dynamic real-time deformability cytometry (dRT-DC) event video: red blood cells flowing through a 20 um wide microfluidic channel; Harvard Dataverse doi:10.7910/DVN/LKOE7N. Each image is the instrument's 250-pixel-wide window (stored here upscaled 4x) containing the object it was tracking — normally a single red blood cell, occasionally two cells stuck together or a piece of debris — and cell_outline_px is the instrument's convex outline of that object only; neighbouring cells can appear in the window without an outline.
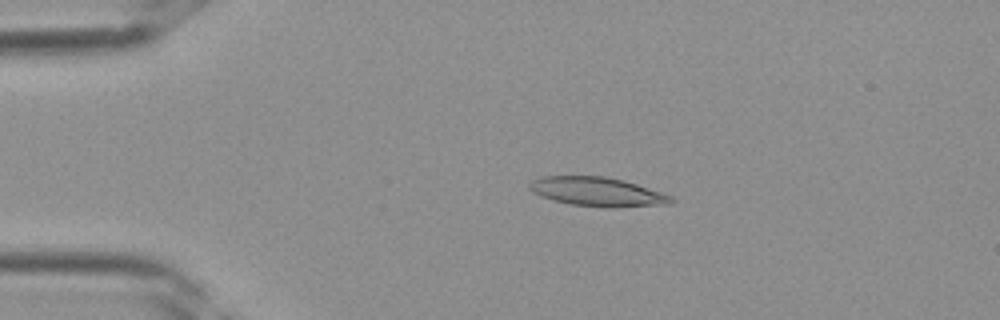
{"species": "Egyptian fruit bat (a non-hibernating species)", "species_latin": "Rousettus aegyptiacus", "temperature_condition": "room temperature", "stored_images_in_passage": 33, "camera_frame_rate_fps": 3000, "um_per_image_px": 0.085, "frame": {"image": 1, "passage_image": 4, "time_ms": 1.0, "image_size_px": [1000, 320], "cell_outline_px": [[676, 200], [672, 204], [616, 208], [604, 208], [572, 204], [552, 200], [540, 196], [532, 192], [528, 188], [528, 184], [532, 180], [540, 176], [604, 176], [624, 180], [672, 196]], "centroid_in_image_um": [50.77, 16.31], "position_along_channel_um": 34.2, "area_um2": 24.33}}
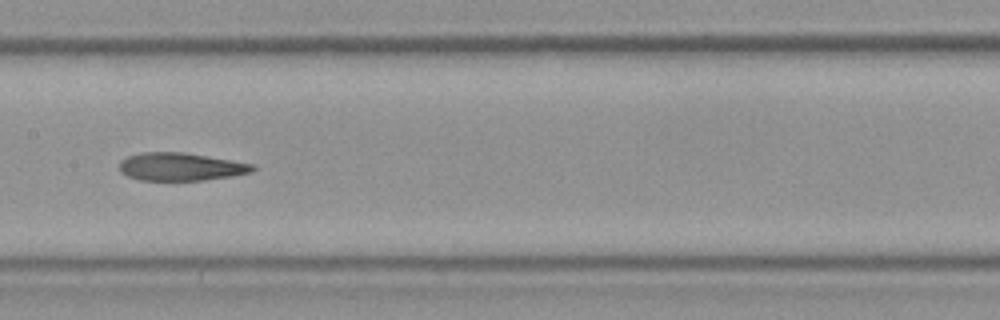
{"frame": {"image": 2, "passage_image": 15, "time_ms": 4.667, "image_size_px": [1000, 320], "cell_outline_px": [[256, 168], [252, 172], [232, 176], [204, 180], [140, 180], [128, 176], [120, 172], [120, 160], [128, 156], [140, 152], [184, 152], [256, 164]], "centroid_in_image_um": [15.38, 14.16], "position_along_channel_um": 192.0, "area_um2": 21.79}}
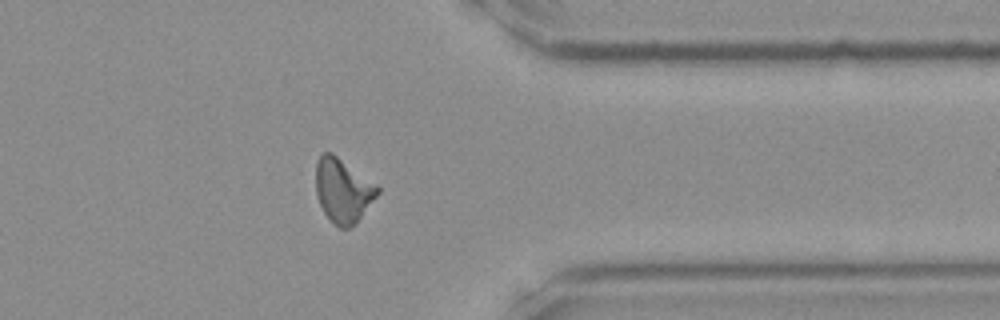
{"frame": {"image": 3, "passage_image": 26, "time_ms": 8.333, "image_size_px": [1000, 320], "cell_outline_px": [[380, 192], [356, 224], [348, 228], [340, 228], [324, 212], [320, 204], [316, 192], [316, 160], [324, 152], [332, 152], [380, 188]], "centroid_in_image_um": [29.15, 16.19], "position_along_channel_um": 382.3, "area_um2": 22.72}}